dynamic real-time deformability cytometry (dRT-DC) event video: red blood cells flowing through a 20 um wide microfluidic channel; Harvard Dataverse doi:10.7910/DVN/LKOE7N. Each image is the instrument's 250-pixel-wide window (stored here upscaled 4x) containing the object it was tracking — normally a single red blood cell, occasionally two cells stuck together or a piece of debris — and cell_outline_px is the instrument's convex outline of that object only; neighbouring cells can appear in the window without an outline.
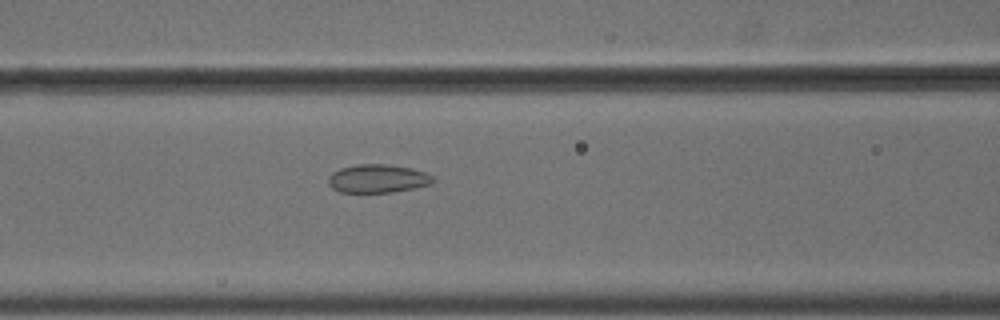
{"species": "common noctule bat (a hibernating species)", "species_latin": "Nyctalus noctula", "temperature_condition": "cold", "stored_images_in_passage": 6, "camera_frame_rate_fps": 3000, "um_per_image_px": 0.085, "animal": {"sex": "male", "body_mass_g": 18.8}, "frame": {"image": 1, "passage_image": 6, "time_ms": 1.667, "image_size_px": [1000, 320], "cell_outline_px": [[436, 180], [432, 184], [392, 192], [340, 192], [332, 188], [328, 184], [328, 176], [332, 172], [340, 168], [356, 164], [388, 164], [412, 168], [424, 172], [432, 176]], "centroid_in_image_um": [32.09, 15.17], "position_along_channel_um": 134.5, "area_um2": 17.4}}